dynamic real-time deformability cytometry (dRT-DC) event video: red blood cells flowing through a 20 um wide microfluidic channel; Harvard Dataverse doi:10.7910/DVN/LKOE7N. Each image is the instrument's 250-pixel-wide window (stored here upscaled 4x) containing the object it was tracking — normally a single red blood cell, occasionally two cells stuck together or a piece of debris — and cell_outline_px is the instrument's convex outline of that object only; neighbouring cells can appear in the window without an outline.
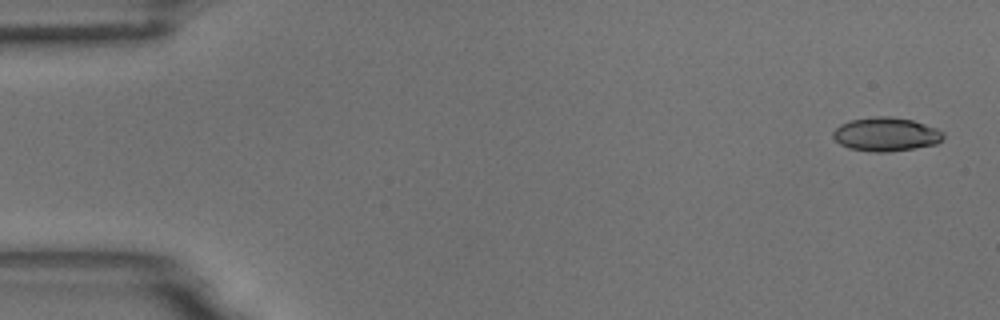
{"species": "common noctule bat (a hibernating species)", "species_latin": "Nyctalus noctula", "temperature_condition": "room temperature", "stored_images_in_passage": 11, "camera_frame_rate_fps": 3000, "um_per_image_px": 0.085, "animal": {"sex": "male", "body_mass_g": 18.8}, "frame": {"image": 1, "passage_image": 1, "time_ms": 0.0, "image_size_px": [1000, 320], "cell_outline_px": [[944, 136], [936, 144], [888, 152], [876, 152], [848, 148], [840, 144], [832, 136], [832, 132], [840, 124], [852, 120], [876, 116], [892, 116], [912, 120], [936, 128], [944, 132]], "centroid_in_image_um": [75.29, 11.41], "position_along_channel_um": 9.7, "area_um2": 21.56}}
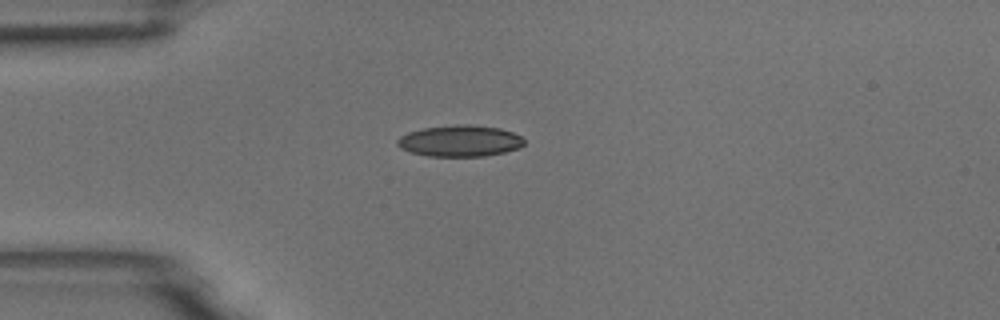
{"frame": {"image": 2, "passage_image": 4, "time_ms": 1.0, "image_size_px": [1000, 320], "cell_outline_px": [[524, 144], [520, 148], [504, 152], [484, 156], [428, 156], [412, 152], [400, 148], [396, 144], [396, 140], [400, 136], [408, 132], [424, 128], [460, 124], [468, 124], [500, 128], [512, 132], [520, 136], [524, 140]], "centroid_in_image_um": [39.09, 11.97], "position_along_channel_um": 45.9, "area_um2": 23.12}}
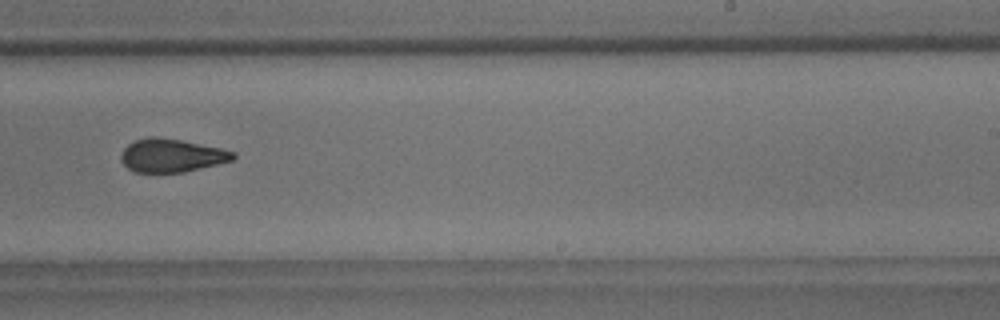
{"frame": {"image": 3, "passage_image": 10, "time_ms": 3.0, "image_size_px": [1000, 320], "cell_outline_px": [[236, 156], [232, 160], [184, 172], [136, 172], [128, 168], [120, 160], [120, 156], [124, 148], [128, 144], [136, 140], [148, 136], [156, 136], [180, 140], [220, 148], [236, 152]], "centroid_in_image_um": [14.56, 13.21], "position_along_channel_um": 274.4, "area_um2": 21.56}}